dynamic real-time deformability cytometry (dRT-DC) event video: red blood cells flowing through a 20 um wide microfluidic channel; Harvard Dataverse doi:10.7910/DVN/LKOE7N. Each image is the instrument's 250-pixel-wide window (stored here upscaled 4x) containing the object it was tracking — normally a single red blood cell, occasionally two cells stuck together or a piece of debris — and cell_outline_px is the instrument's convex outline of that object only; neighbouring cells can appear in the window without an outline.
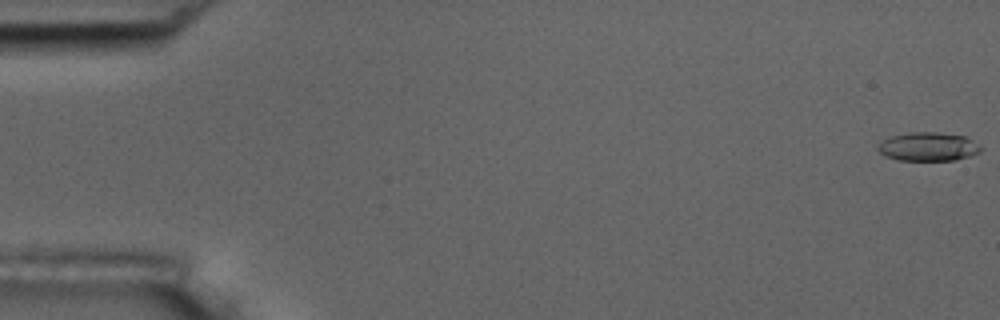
{"species": "common noctule bat (a hibernating species)", "species_latin": "Nyctalus noctula", "temperature_condition": "room temperature", "stored_images_in_passage": 55, "camera_frame_rate_fps": 3000, "um_per_image_px": 0.085, "animal": {"sex": "male", "body_mass_g": 17.5, "forearm_length_mm": 52.3}, "frame": {"image": 1, "passage_image": 1, "time_ms": 0.0, "image_size_px": [1000, 320], "cell_outline_px": [[980, 152], [956, 160], [896, 160], [880, 152], [876, 148], [888, 136], [912, 132], [940, 132], [964, 136], [980, 148]], "centroid_in_image_um": [78.85, 12.46], "position_along_channel_um": 6.2, "area_um2": 16.88}}
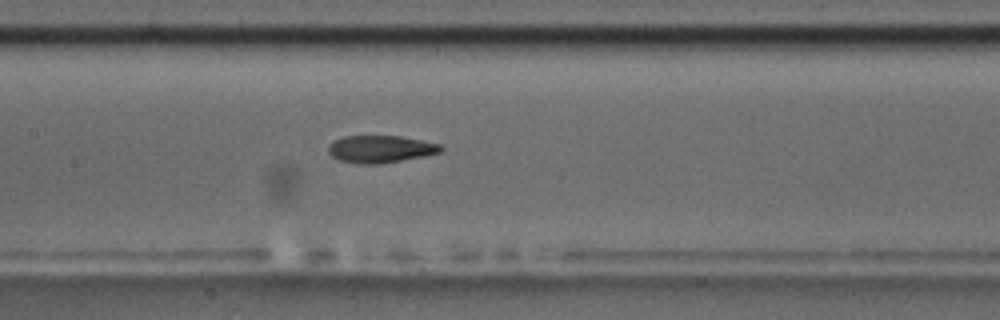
{"frame": {"image": 2, "passage_image": 27, "time_ms": 8.667, "image_size_px": [1000, 320], "cell_outline_px": [[444, 148], [440, 152], [424, 156], [384, 164], [356, 164], [340, 160], [332, 156], [328, 152], [328, 144], [344, 136], [400, 136], [440, 144]], "centroid_in_image_um": [32.33, 12.68], "position_along_channel_um": 175.1, "area_um2": 17.98}}
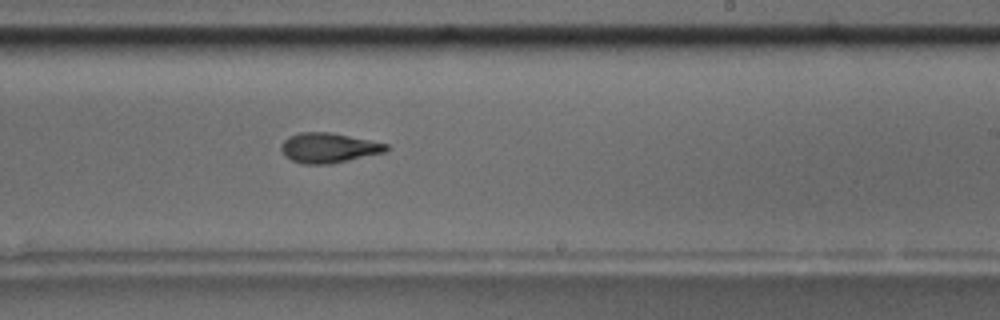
{"frame": {"image": 3, "passage_image": 34, "time_ms": 11.0, "image_size_px": [1000, 320], "cell_outline_px": [[388, 148], [384, 152], [332, 164], [304, 164], [292, 160], [284, 156], [280, 148], [284, 140], [288, 136], [300, 132], [328, 132], [388, 144]], "centroid_in_image_um": [27.88, 12.57], "position_along_channel_um": 261.1, "area_um2": 18.15}, "authors_computed_cell_mechanics": {"area_um2": 18.0914, "velocity_mm_per_s": 3.701, "shape_relaxation_time_tau1_ms": 6.4083, "shape_relaxation_time_tau2_ms": 3.0108, "deformation_change_tau1": 0.2065, "deformation_change_tau2": 0.1109}}